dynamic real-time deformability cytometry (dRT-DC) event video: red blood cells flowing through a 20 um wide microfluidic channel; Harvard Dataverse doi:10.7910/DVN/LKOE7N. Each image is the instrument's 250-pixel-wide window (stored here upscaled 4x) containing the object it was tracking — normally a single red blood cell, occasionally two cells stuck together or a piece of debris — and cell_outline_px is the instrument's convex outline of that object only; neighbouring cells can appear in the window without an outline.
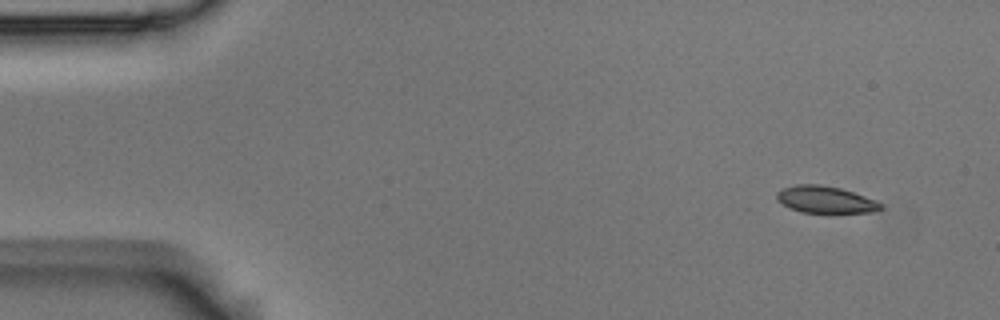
{"species": "Egyptian fruit bat (a non-hibernating species)", "species_latin": "Rousettus aegyptiacus", "temperature_condition": "room temperature", "stored_images_in_passage": 3, "camera_frame_rate_fps": 3000, "um_per_image_px": 0.085, "animal": {"sex": "male"}, "frame": {"image": 1, "passage_image": 1, "time_ms": 0.0, "image_size_px": [1000, 320], "cell_outline_px": [[884, 208], [872, 212], [800, 212], [776, 200], [776, 192], [784, 188], [796, 184], [820, 184], [840, 188], [876, 200]], "centroid_in_image_um": [70.14, 16.95], "position_along_channel_um": 14.9, "area_um2": 16.07}}